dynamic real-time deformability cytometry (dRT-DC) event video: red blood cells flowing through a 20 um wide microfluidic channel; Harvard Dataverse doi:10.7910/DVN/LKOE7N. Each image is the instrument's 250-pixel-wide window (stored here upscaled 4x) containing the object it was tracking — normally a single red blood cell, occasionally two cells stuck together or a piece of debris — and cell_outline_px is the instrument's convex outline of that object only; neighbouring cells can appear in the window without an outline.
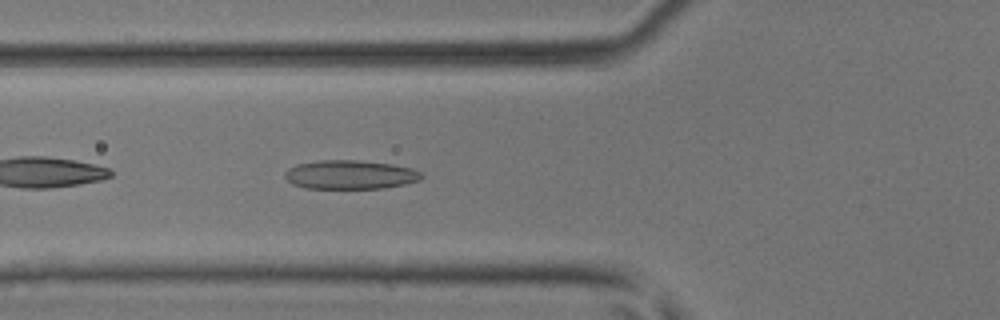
{"species": "common noctule bat (a hibernating species)", "species_latin": "Nyctalus noctula", "temperature_condition": "room temperature", "stored_images_in_passage": 31, "camera_frame_rate_fps": 3000, "um_per_image_px": 0.085, "animal": {"sex": "male", "body_mass_g": 17.9, "forearm_length_mm": 54.2}, "frame": {"image": 1, "passage_image": 4, "time_ms": 1.0, "image_size_px": [1000, 320], "cell_outline_px": [[424, 176], [420, 180], [404, 184], [384, 188], [304, 188], [292, 184], [284, 176], [284, 172], [288, 168], [296, 164], [320, 160], [356, 160], [392, 164], [412, 168], [420, 172]], "centroid_in_image_um": [29.75, 14.84], "position_along_channel_um": 96.1, "area_um2": 23.06}}
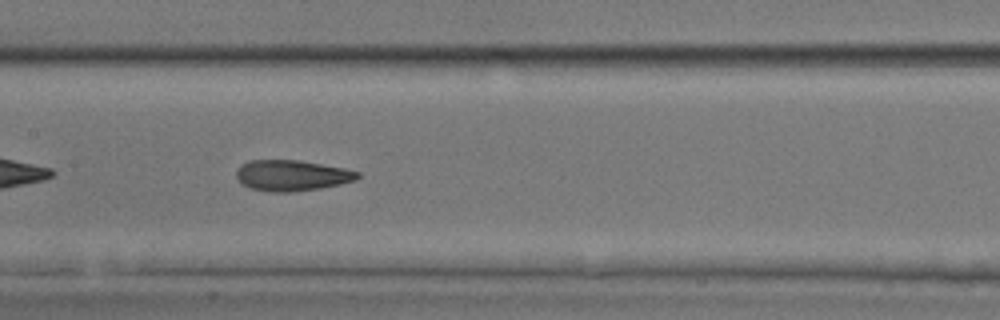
{"frame": {"image": 2, "passage_image": 10, "time_ms": 3.0, "image_size_px": [1000, 320], "cell_outline_px": [[360, 176], [356, 180], [340, 184], [320, 188], [292, 192], [272, 192], [252, 188], [244, 184], [236, 176], [236, 172], [240, 164], [248, 160], [300, 160], [344, 168], [360, 172]], "centroid_in_image_um": [24.82, 14.9], "position_along_channel_um": 182.6, "area_um2": 21.73}}
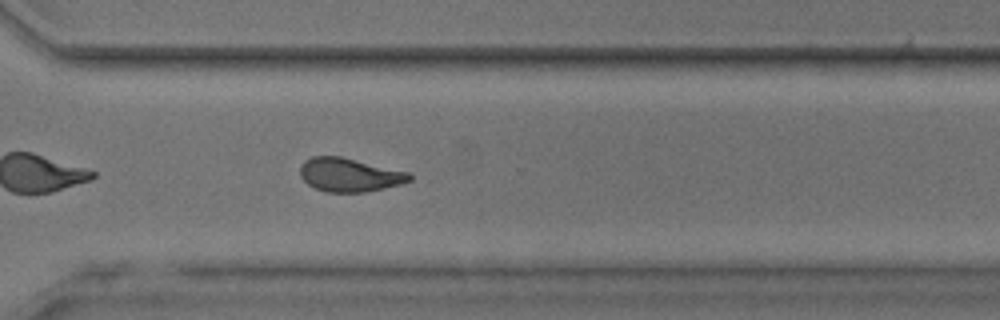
{"frame": {"image": 3, "passage_image": 21, "time_ms": 6.667, "image_size_px": [1000, 320], "cell_outline_px": [[412, 180], [400, 184], [384, 188], [364, 192], [328, 192], [316, 188], [308, 184], [300, 176], [300, 168], [304, 160], [312, 156], [340, 156], [408, 172], [412, 176]], "centroid_in_image_um": [29.69, 14.86], "position_along_channel_um": 340.9, "area_um2": 21.27}}